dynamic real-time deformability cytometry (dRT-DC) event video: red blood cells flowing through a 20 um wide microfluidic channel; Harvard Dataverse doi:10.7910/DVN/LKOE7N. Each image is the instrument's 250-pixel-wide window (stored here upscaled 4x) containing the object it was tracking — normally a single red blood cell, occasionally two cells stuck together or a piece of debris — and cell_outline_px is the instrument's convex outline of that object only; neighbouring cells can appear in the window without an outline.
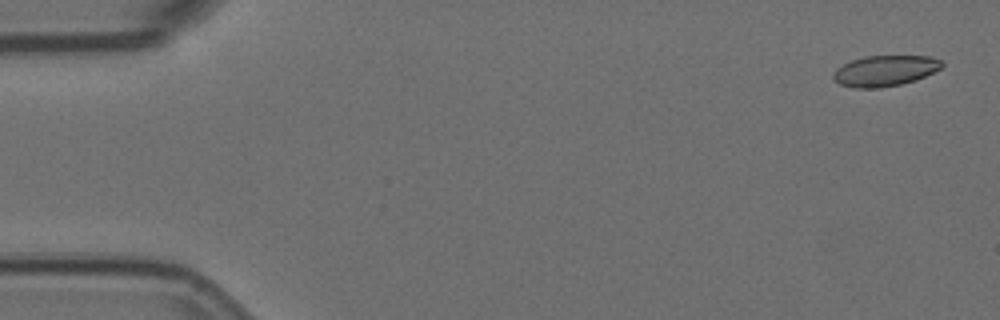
{"species": "Egyptian fruit bat (a non-hibernating species)", "species_latin": "Rousettus aegyptiacus", "temperature_condition": "room temperature", "stored_images_in_passage": 3, "camera_frame_rate_fps": 3000, "um_per_image_px": 0.085, "animal": {"sex": "female"}, "frame": {"image": 1, "passage_image": 1, "time_ms": 0.0, "image_size_px": [1000, 320], "cell_outline_px": [[944, 64], [940, 68], [916, 80], [900, 84], [880, 88], [852, 88], [840, 84], [832, 76], [836, 68], [852, 60], [864, 56], [928, 56], [944, 60]], "centroid_in_image_um": [75.22, 6.01], "position_along_channel_um": 9.8, "area_um2": 19.42}}